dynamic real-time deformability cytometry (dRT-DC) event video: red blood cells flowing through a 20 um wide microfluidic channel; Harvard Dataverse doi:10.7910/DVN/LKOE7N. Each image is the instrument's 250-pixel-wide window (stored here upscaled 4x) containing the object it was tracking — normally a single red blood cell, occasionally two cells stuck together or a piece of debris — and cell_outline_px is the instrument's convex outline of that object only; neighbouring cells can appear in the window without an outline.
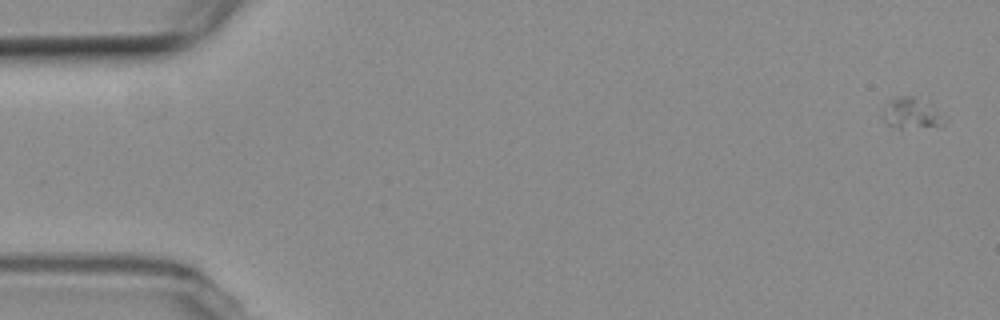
{"species": "common noctule bat (a hibernating species)", "species_latin": "Nyctalus noctula", "temperature_condition": "room temperature", "stored_images_in_passage": 3, "segment_of_instrument_passage": [1, 2], "camera_frame_rate_fps": 3000, "um_per_image_px": 0.085, "animal": {"sex": "female", "body_mass_g": 19.3, "forearm_length_mm": 54.1}, "frame": {"image": 1, "passage_image": 1, "time_ms": 0.0, "image_size_px": [1000, 320], "cell_outline_px": [[948, 120], [940, 128], [900, 132], [892, 128], [888, 124], [884, 116], [884, 112], [888, 100], [896, 96], [912, 96]], "centroid_in_image_um": [77.47, 9.78], "position_along_channel_um": 7.5, "area_um2": 11.44}}